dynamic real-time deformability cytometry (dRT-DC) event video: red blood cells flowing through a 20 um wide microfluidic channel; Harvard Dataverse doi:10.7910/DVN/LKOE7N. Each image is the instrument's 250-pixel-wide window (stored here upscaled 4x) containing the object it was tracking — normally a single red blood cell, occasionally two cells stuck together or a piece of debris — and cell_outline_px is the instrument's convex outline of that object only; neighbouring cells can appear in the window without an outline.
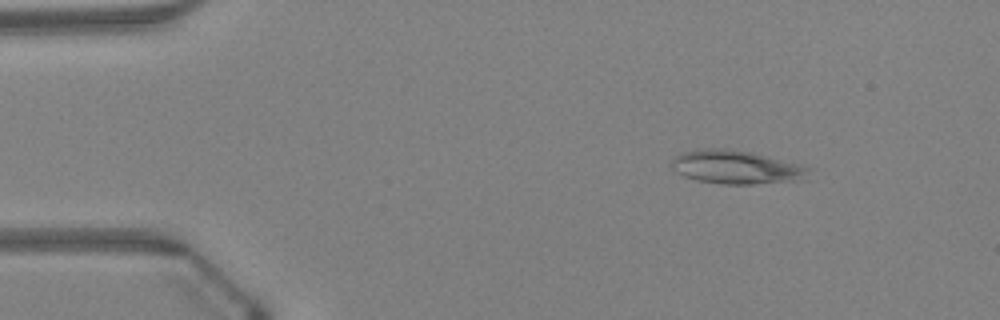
{"species": "Egyptian fruit bat (a non-hibernating species)", "species_latin": "Rousettus aegyptiacus", "temperature_condition": "warm", "stored_images_in_passage": 47, "camera_frame_rate_fps": 3000, "um_per_image_px": 0.085, "animal": {"sex": "female"}, "frame": {"image": 1, "passage_image": 6, "time_ms": 1.667, "image_size_px": [1000, 320], "cell_outline_px": [[808, 168], [796, 180], [752, 184], [720, 184], [696, 180], [684, 176], [676, 172], [668, 164], [680, 152], [700, 148], [728, 148], [748, 152], [796, 164]], "centroid_in_image_um": [62.35, 14.19], "position_along_channel_um": 22.6, "area_um2": 26.07}}
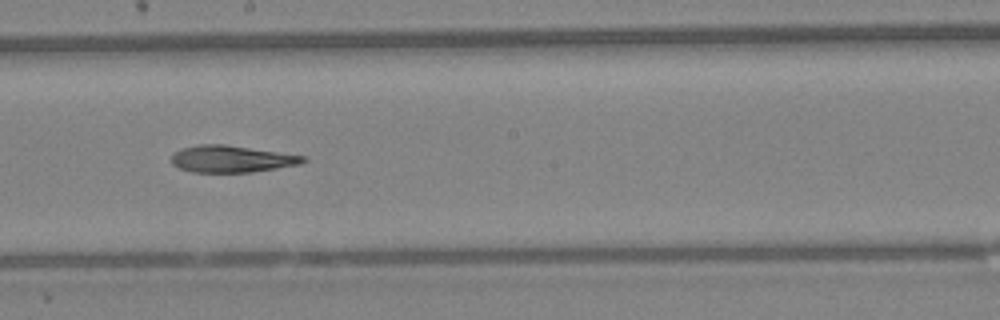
{"frame": {"image": 2, "passage_image": 26, "time_ms": 8.333, "image_size_px": [1000, 320], "cell_outline_px": [[308, 160], [300, 164], [252, 172], [192, 172], [180, 168], [172, 164], [168, 160], [180, 148], [200, 144], [224, 144], [304, 156]], "centroid_in_image_um": [19.63, 13.51], "position_along_channel_um": 228.6, "area_um2": 20.52}}
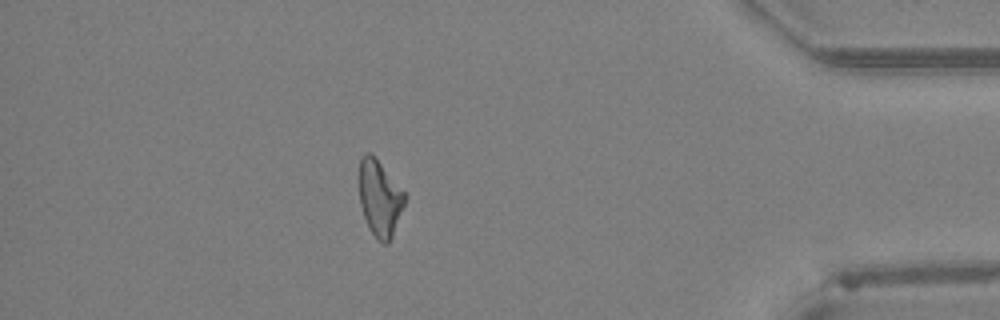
{"frame": {"image": 3, "passage_image": 41, "time_ms": 13.333, "image_size_px": [1000, 320], "cell_outline_px": [[404, 204], [392, 236], [388, 244], [384, 244], [372, 232], [364, 216], [360, 204], [360, 156], [364, 152], [372, 152], [404, 192]], "centroid_in_image_um": [32.26, 16.79], "position_along_channel_um": 402.9, "area_um2": 19.71}, "authors_computed_cell_mechanics": {"area_um2": 21.5594, "velocity_mm_per_s": 4.3238, "shape_relaxation_time_tau1_ms": null, "shape_relaxation_time_tau2_ms": 10.7186, "deformation_change_tau1": null, "deformation_change_tau2": 0.2637}}